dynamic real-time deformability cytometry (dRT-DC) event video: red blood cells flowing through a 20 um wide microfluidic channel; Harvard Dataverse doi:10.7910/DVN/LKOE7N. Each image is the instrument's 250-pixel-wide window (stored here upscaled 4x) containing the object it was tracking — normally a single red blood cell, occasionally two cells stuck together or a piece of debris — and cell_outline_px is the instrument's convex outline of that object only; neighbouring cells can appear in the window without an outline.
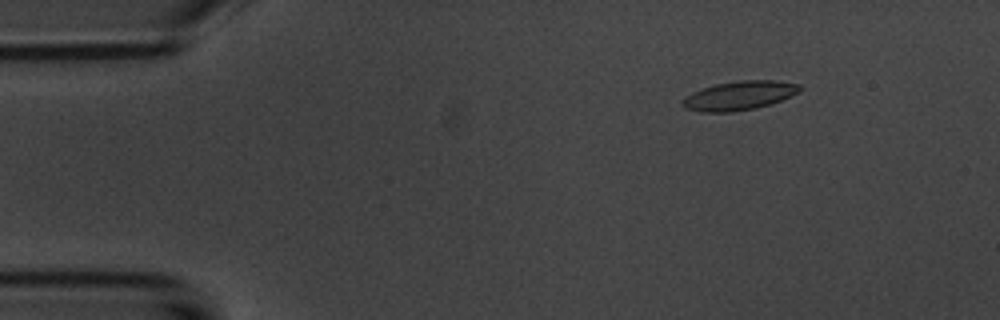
{"species": "common noctule bat (a hibernating species)", "species_latin": "Nyctalus noctula", "temperature_condition": "room temperature", "stored_images_in_passage": 54, "camera_frame_rate_fps": 3000, "um_per_image_px": 0.085, "animal": {"sex": "male", "body_mass_g": 20.1, "forearm_length_mm": 53.5}, "frame": {"image": 1, "passage_image": 7, "time_ms": 2.0, "image_size_px": [1000, 320], "cell_outline_px": [[804, 88], [800, 92], [792, 96], [772, 104], [756, 108], [732, 112], [700, 112], [684, 108], [680, 104], [680, 100], [692, 92], [716, 84], [736, 80], [776, 80], [800, 84]], "centroid_in_image_um": [62.86, 8.12], "position_along_channel_um": 22.1, "area_um2": 20.23}}
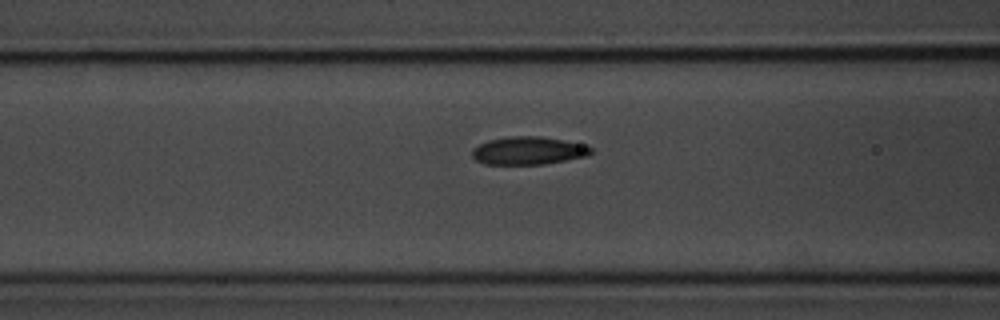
{"frame": {"image": 2, "passage_image": 21, "time_ms": 6.667, "image_size_px": [1000, 320], "cell_outline_px": [[592, 152], [588, 156], [544, 164], [484, 164], [476, 160], [472, 156], [472, 148], [488, 140], [508, 136], [540, 136], [580, 144], [592, 148]], "centroid_in_image_um": [44.86, 12.81], "position_along_channel_um": 121.7, "area_um2": 19.19}}
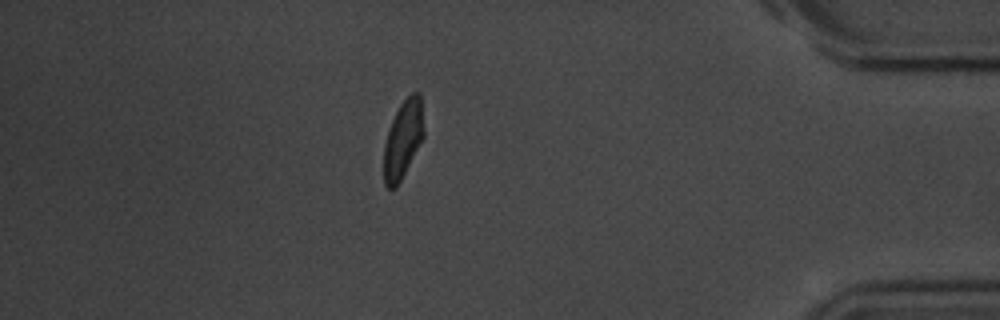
{"frame": {"image": 3, "passage_image": 47, "time_ms": 15.333, "image_size_px": [1000, 320], "cell_outline_px": [[424, 136], [396, 188], [388, 188], [384, 184], [384, 144], [388, 128], [400, 104], [412, 92], [420, 92], [424, 128]], "centroid_in_image_um": [34.25, 11.82], "position_along_channel_um": 400.9, "area_um2": 18.03}, "authors_computed_cell_mechanics": {"area_um2": 19.363, "velocity_mm_per_s": 3.7001, "shape_relaxation_time_tau1_ms": 3.2345, "shape_relaxation_time_tau2_ms": 1.294, "deformation_change_tau1": 0.1334, "deformation_change_tau2": 0.0782}}